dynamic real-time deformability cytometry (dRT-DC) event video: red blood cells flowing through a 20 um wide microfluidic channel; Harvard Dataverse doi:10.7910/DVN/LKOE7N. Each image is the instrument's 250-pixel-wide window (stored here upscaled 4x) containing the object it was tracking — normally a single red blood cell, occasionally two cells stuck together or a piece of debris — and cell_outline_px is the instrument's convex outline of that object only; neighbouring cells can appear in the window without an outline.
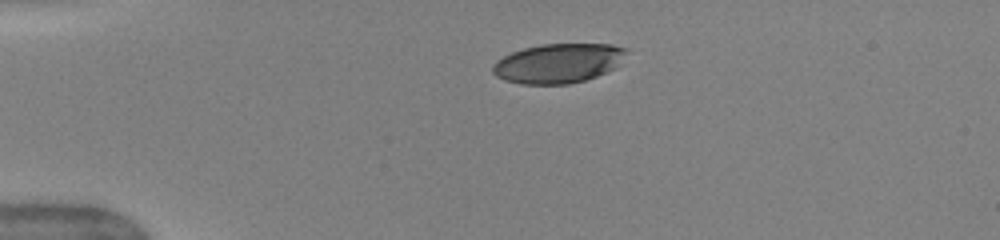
{"species": "human", "species_latin": "Homo sapiens", "temperature_condition": "warm", "stored_images_in_passage": 40, "camera_frame_rate_fps": 3000, "um_per_image_px": 0.085, "donor": {"sex": "female"}, "frame": {"image": 1, "passage_image": 1, "time_ms": 0.0, "image_size_px": [1000, 240], "cell_outline_px": [[628, 52], [616, 68], [608, 72], [584, 80], [568, 84], [520, 84], [504, 80], [496, 76], [492, 72], [492, 64], [496, 60], [512, 52], [524, 48], [544, 44], [612, 44], [628, 48]], "centroid_in_image_um": [47.47, 5.38], "position_along_channel_um": 37.5, "area_um2": 30.98}}
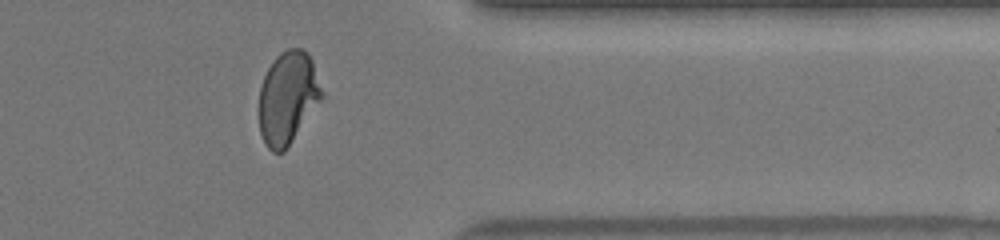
{"frame": {"image": 2, "passage_image": 31, "time_ms": 10.0, "image_size_px": [1000, 240], "cell_outline_px": [[324, 96], [284, 152], [272, 152], [268, 148], [260, 132], [260, 88], [264, 76], [268, 68], [276, 56], [280, 52], [288, 48], [300, 48], [308, 52], [312, 60], [324, 92]], "centroid_in_image_um": [24.48, 8.28], "position_along_channel_um": 386.9, "area_um2": 33.7}, "authors_computed_cell_mechanics": {"area_um2": 34.3332, "velocity_mm_per_s": 4.0464, "shape_relaxation_time_tau1_ms": 6.2017, "shape_relaxation_time_tau2_ms": 0.7758, "deformation_change_tau1": 0.2426, "deformation_change_tau2": 0.0666}}